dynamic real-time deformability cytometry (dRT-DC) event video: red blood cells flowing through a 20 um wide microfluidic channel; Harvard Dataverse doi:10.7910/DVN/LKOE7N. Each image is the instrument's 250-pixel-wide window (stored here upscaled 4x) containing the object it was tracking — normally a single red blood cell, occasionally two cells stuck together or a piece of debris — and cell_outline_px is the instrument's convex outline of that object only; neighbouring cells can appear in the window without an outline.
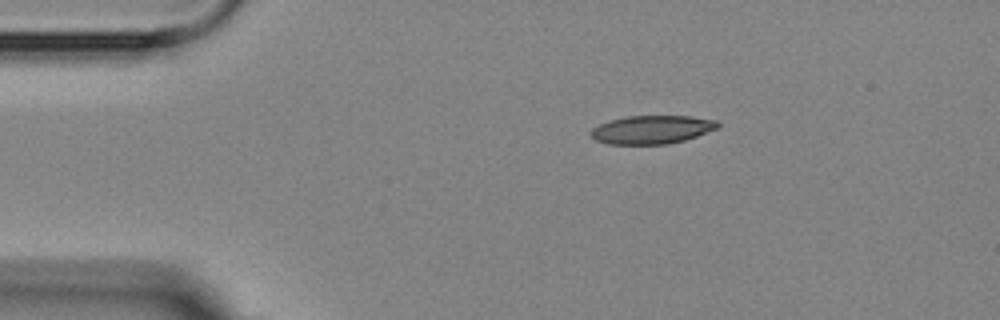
{"species": "Egyptian fruit bat (a non-hibernating species)", "species_latin": "Rousettus aegyptiacus", "temperature_condition": "room temperature", "stored_images_in_passage": 5, "segment_of_instrument_passage": [2, 2], "camera_frame_rate_fps": 3000, "um_per_image_px": 0.085, "animal": {"sex": "female"}, "frame": {"image": 1, "passage_image": 5, "time_ms": 6.0, "image_size_px": [1000, 320], "cell_outline_px": [[720, 124], [716, 128], [696, 136], [684, 140], [668, 144], [608, 144], [596, 140], [588, 132], [592, 128], [608, 120], [628, 116], [688, 116], [716, 120]], "centroid_in_image_um": [55.36, 11.01], "position_along_channel_um": 29.6, "area_um2": 20.87}}